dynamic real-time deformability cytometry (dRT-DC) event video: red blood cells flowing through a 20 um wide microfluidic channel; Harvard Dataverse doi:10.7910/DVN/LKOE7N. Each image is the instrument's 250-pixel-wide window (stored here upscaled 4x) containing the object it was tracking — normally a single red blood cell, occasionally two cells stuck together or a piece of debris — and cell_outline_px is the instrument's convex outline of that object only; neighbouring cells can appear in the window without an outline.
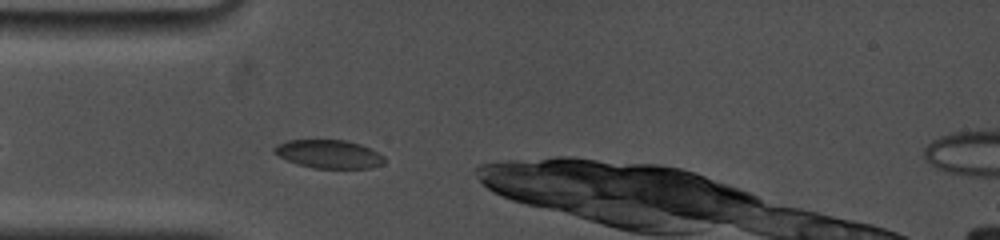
{"species": "common noctule bat (a hibernating species)", "species_latin": "Nyctalus noctula", "temperature_condition": "cold", "stored_images_in_passage": 30, "camera_frame_rate_fps": 5000, "um_per_image_px": 0.085, "animal": {"sex": "female", "body_mass_g": 19.0, "forearm_length_mm": 53.3}, "frame": {"image": 1, "passage_image": 1, "time_ms": 0.0, "image_size_px": [1000, 240], "cell_outline_px": [[384, 164], [372, 168], [316, 168], [296, 164], [272, 152], [272, 148], [276, 144], [288, 140], [344, 140], [360, 144], [384, 156]], "centroid_in_image_um": [27.93, 13.1], "position_along_channel_um": 57.1, "area_um2": 18.15}}
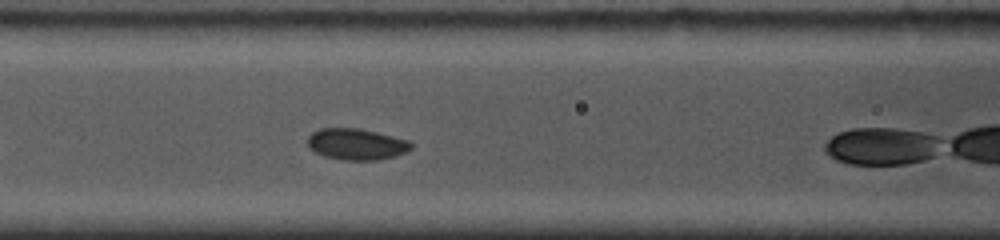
{"frame": {"image": 2, "passage_image": 9, "time_ms": 2.2, "image_size_px": [1000, 240], "cell_outline_px": [[412, 148], [396, 156], [376, 160], [340, 160], [324, 156], [308, 148], [308, 136], [312, 132], [320, 128], [360, 128], [408, 140], [412, 144]], "centroid_in_image_um": [30.27, 12.25], "position_along_channel_um": 136.3, "area_um2": 18.9}}
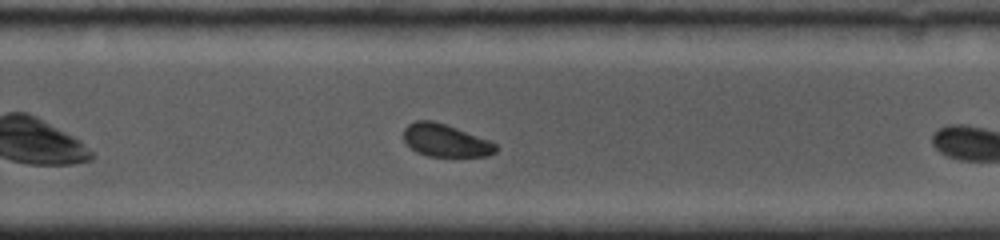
{"frame": {"image": 3, "passage_image": 27, "time_ms": 6.4, "image_size_px": [1000, 240], "cell_outline_px": [[496, 152], [488, 156], [428, 156], [416, 152], [404, 140], [404, 128], [408, 124], [416, 120], [432, 120], [456, 128], [488, 140], [496, 144]], "centroid_in_image_um": [37.84, 11.94], "position_along_channel_um": 292.0, "area_um2": 17.28}}